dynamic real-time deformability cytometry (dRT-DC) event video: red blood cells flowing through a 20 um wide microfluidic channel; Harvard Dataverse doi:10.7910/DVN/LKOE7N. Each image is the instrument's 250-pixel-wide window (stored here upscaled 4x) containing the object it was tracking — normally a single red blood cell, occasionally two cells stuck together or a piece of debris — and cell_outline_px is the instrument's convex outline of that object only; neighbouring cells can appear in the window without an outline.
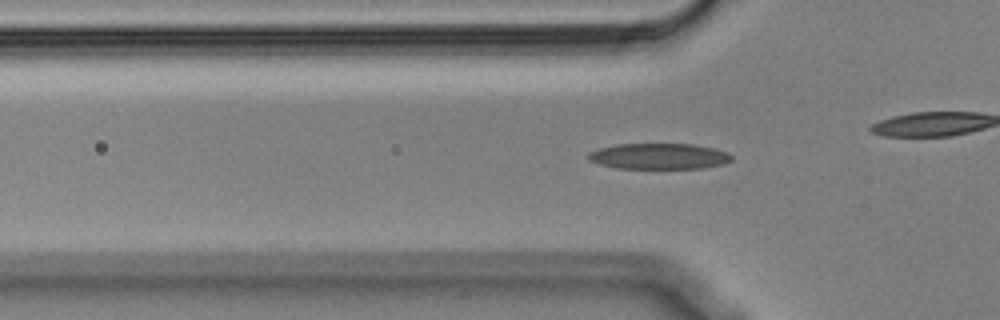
{"species": "Egyptian fruit bat (a non-hibernating species)", "species_latin": "Rousettus aegyptiacus", "temperature_condition": "cold", "stored_images_in_passage": 32, "camera_frame_rate_fps": 3000, "um_per_image_px": 0.085, "animal": {"sex": "male"}, "frame": {"image": 1, "passage_image": 5, "time_ms": 1.333, "image_size_px": [1000, 320], "cell_outline_px": [[732, 160], [724, 164], [700, 168], [616, 168], [600, 164], [588, 160], [588, 152], [600, 148], [616, 144], [692, 144], [716, 148], [728, 152], [732, 156]], "centroid_in_image_um": [56.03, 13.27], "position_along_channel_um": 69.8, "area_um2": 21.62}}
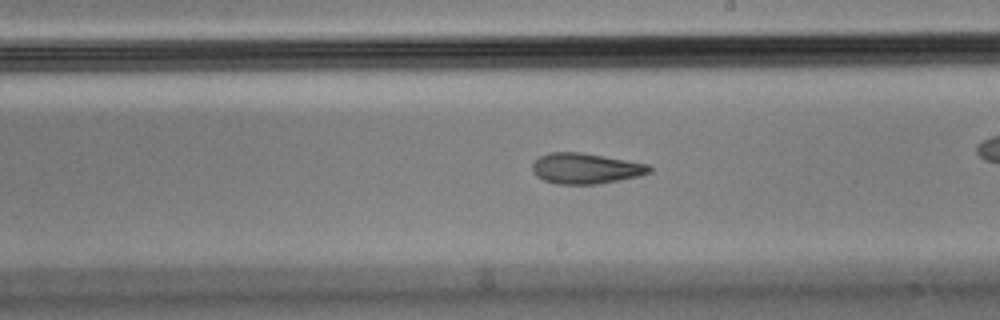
{"frame": {"image": 2, "passage_image": 19, "time_ms": 6.0, "image_size_px": [1000, 320], "cell_outline_px": [[652, 172], [640, 176], [600, 184], [556, 184], [544, 180], [536, 176], [532, 172], [532, 164], [540, 156], [548, 152], [580, 152], [648, 164], [652, 168]], "centroid_in_image_um": [49.78, 14.32], "position_along_channel_um": 239.2, "area_um2": 20.98}}